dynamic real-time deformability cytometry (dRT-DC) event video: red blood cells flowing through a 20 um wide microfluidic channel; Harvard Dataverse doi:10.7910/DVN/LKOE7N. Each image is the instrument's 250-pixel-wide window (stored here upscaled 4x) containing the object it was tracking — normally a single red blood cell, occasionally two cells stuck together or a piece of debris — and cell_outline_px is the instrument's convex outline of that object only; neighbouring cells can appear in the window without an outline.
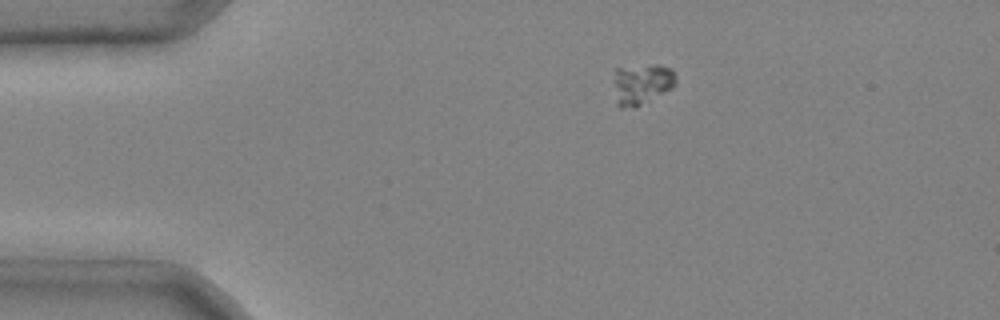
{"species": "common noctule bat (a hibernating species)", "species_latin": "Nyctalus noctula", "temperature_condition": "cold", "stored_images_in_passage": 2, "camera_frame_rate_fps": 3000, "um_per_image_px": 0.085, "animal": {"sex": "male", "body_mass_g": 20.4}, "frame": {"image": 1, "passage_image": 1, "time_ms": 0.0, "image_size_px": [1000, 320], "cell_outline_px": [[676, 84], [672, 88], [636, 108], [620, 108], [616, 104], [616, 68], [656, 64], [672, 68], [676, 76]], "centroid_in_image_um": [54.6, 7.15], "position_along_channel_um": 30.4, "area_um2": 14.74}}